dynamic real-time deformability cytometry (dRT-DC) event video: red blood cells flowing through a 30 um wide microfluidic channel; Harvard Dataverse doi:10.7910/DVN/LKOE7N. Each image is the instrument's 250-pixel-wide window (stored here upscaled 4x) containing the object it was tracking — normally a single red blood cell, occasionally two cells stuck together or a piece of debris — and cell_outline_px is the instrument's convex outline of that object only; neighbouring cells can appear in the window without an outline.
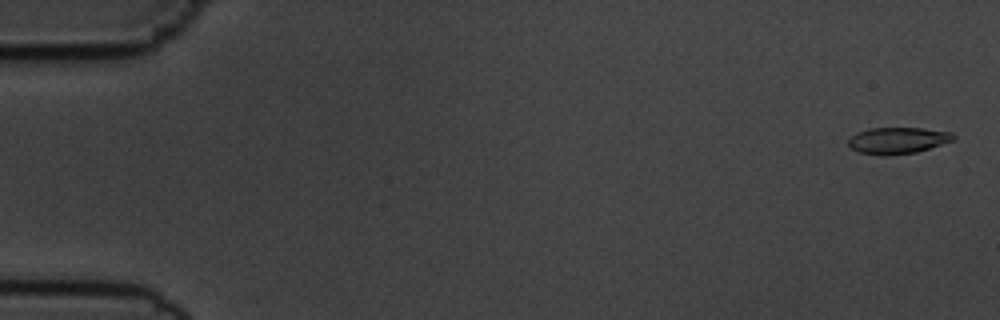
{"species": "common noctule bat (a hibernating species)", "species_latin": "Nyctalus noctula", "temperature_condition": "cold", "stored_images_in_passage": 56, "camera_frame_rate_fps": 3000, "um_per_image_px": 0.085, "animal": {"sex": "male", "body_mass_g": 19.5, "forearm_length_mm": 54.6}, "frame": {"image": 1, "passage_image": 2, "time_ms": 0.333, "image_size_px": [1000, 320], "cell_outline_px": [[956, 140], [916, 152], [884, 156], [880, 156], [860, 152], [852, 148], [848, 144], [848, 140], [856, 132], [868, 128], [924, 128], [952, 132], [956, 136]], "centroid_in_image_um": [76.33, 11.93], "position_along_channel_um": 8.7, "area_um2": 16.36}}
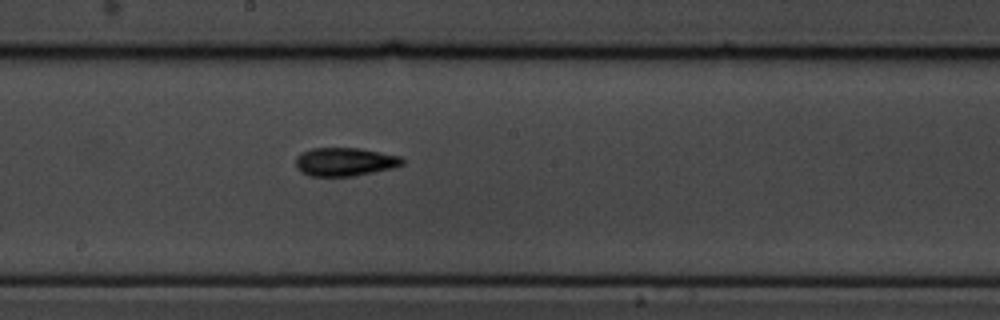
{"frame": {"image": 2, "passage_image": 31, "time_ms": 10.0, "image_size_px": [1000, 320], "cell_outline_px": [[404, 164], [396, 168], [352, 176], [308, 176], [296, 168], [296, 156], [312, 148], [360, 148], [400, 156], [404, 160]], "centroid_in_image_um": [29.34, 13.76], "position_along_channel_um": 218.9, "area_um2": 17.74}}
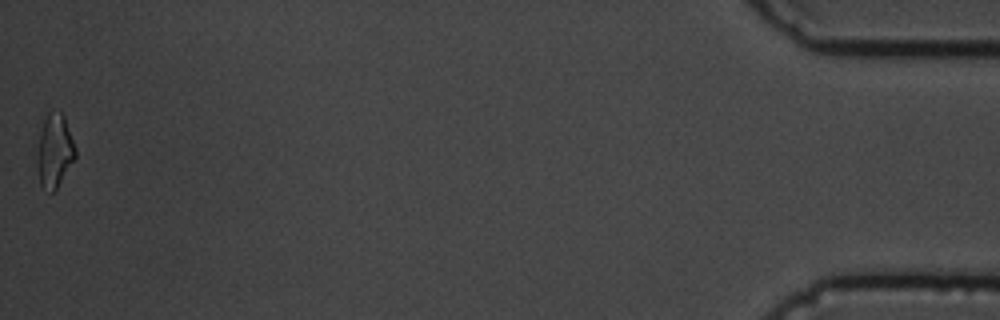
{"frame": {"image": 3, "passage_image": 56, "time_ms": 18.333, "image_size_px": [1000, 320], "cell_outline_px": [[76, 156], [56, 188], [52, 192], [40, 184], [36, 164], [36, 152], [44, 120], [48, 112], [60, 112], [64, 116], [76, 148]], "centroid_in_image_um": [4.62, 12.81], "position_along_channel_um": 430.6, "area_um2": 16.01}, "authors_computed_cell_mechanics": {"area_um2": 16.7909, "velocity_mm_per_s": 3.6407, "shape_relaxation_time_tau1_ms": 4.1907, "shape_relaxation_time_tau2_ms": 6.1076, "deformation_change_tau1": 0.1294, "deformation_change_tau2": 0.1412}}